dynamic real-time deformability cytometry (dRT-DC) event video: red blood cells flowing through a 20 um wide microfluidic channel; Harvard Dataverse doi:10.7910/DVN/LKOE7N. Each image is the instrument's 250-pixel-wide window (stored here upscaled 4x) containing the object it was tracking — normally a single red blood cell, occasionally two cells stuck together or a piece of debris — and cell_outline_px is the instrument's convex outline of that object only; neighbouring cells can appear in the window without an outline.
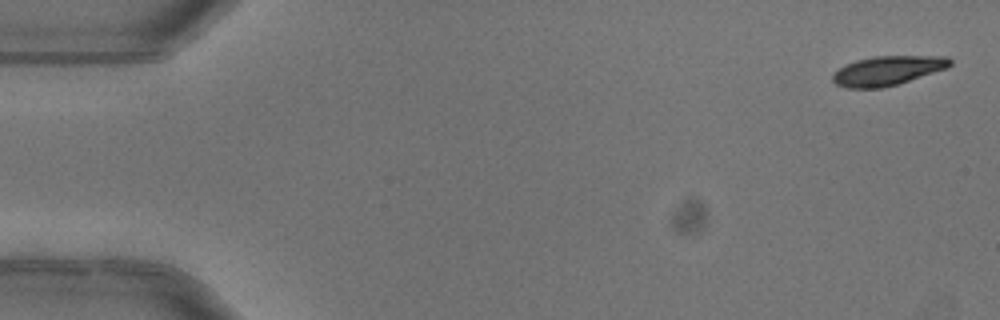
{"species": "common noctule bat (a hibernating species)", "species_latin": "Nyctalus noctula", "temperature_condition": "warm", "stored_images_in_passage": 5, "camera_frame_rate_fps": 3000, "um_per_image_px": 0.085, "animal": {"sex": "female"}, "frame": {"image": 1, "passage_image": 1, "time_ms": 0.0, "image_size_px": [1000, 320], "cell_outline_px": [[952, 64], [948, 68], [896, 84], [880, 88], [848, 88], [836, 84], [832, 80], [832, 76], [840, 68], [856, 60], [872, 56], [948, 56], [952, 60]], "centroid_in_image_um": [75.47, 5.99], "position_along_channel_um": 9.5, "area_um2": 19.88}}
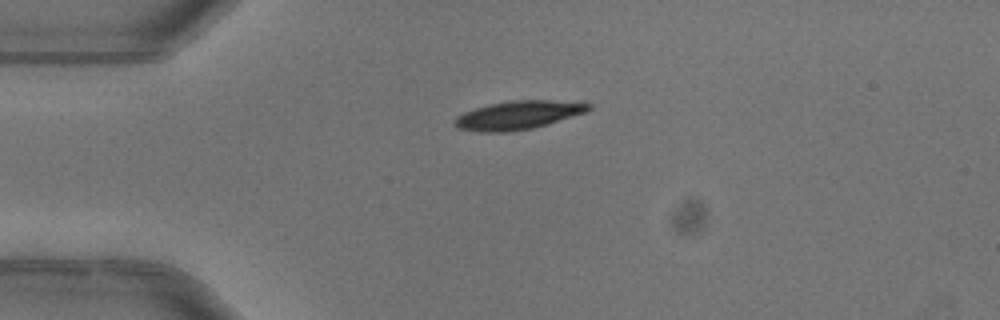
{"frame": {"image": 2, "passage_image": 4, "time_ms": 1.0, "image_size_px": [1000, 320], "cell_outline_px": [[592, 108], [584, 112], [532, 128], [508, 132], [480, 132], [460, 128], [452, 124], [456, 116], [464, 112], [488, 104], [508, 100], [548, 100], [592, 104]], "centroid_in_image_um": [43.96, 9.78], "position_along_channel_um": 41.0, "area_um2": 21.91}}